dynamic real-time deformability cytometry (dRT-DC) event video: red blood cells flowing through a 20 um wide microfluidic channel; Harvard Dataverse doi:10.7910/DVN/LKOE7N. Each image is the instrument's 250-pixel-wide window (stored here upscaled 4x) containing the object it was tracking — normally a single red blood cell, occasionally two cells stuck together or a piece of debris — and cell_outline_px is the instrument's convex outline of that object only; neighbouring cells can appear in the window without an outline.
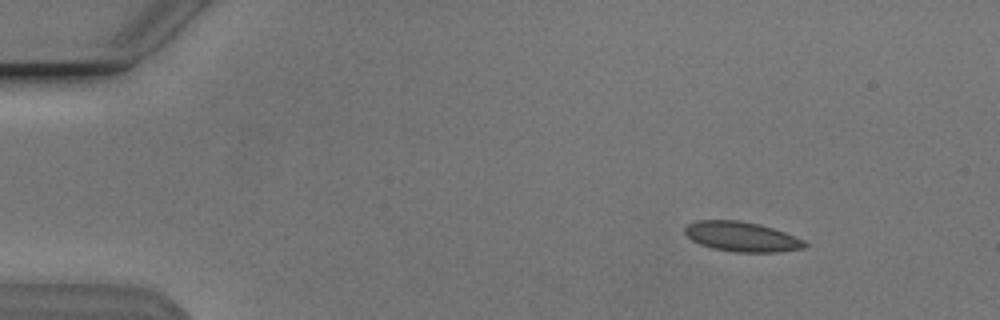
{"species": "Egyptian fruit bat (a non-hibernating species)", "species_latin": "Rousettus aegyptiacus", "temperature_condition": "cold", "stored_images_in_passage": 49, "segment_of_instrument_passage": [1, 2], "camera_frame_rate_fps": 3000, "um_per_image_px": 0.085, "animal": {"sex": "male"}, "frame": {"image": 1, "passage_image": 1, "time_ms": 0.0, "image_size_px": [1000, 320], "cell_outline_px": [[808, 244], [804, 248], [780, 252], [732, 252], [712, 248], [700, 244], [692, 240], [684, 232], [684, 228], [688, 224], [696, 220], [736, 220], [756, 224], [772, 228], [784, 232], [804, 240]], "centroid_in_image_um": [63.03, 20.13], "position_along_channel_um": 22.0, "area_um2": 20.75}}
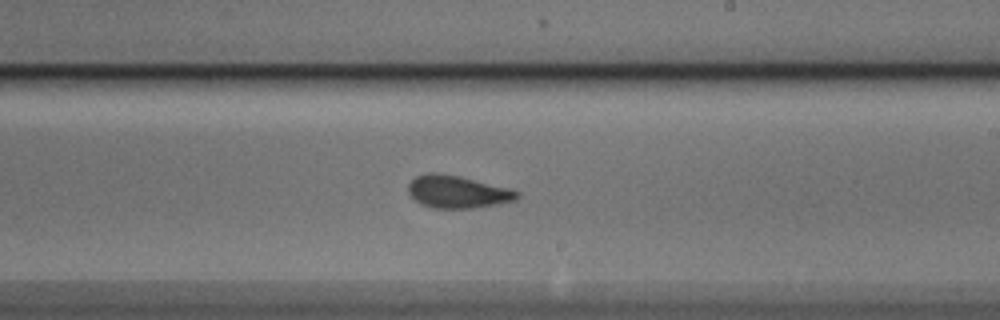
{"frame": {"image": 2, "passage_image": 26, "time_ms": 8.333, "image_size_px": [1000, 320], "cell_outline_px": [[520, 196], [516, 200], [496, 204], [472, 208], [432, 208], [420, 204], [408, 192], [408, 184], [416, 176], [428, 172], [432, 172], [456, 176], [508, 188], [520, 192]], "centroid_in_image_um": [38.86, 16.32], "position_along_channel_um": 250.1, "area_um2": 20.29}}
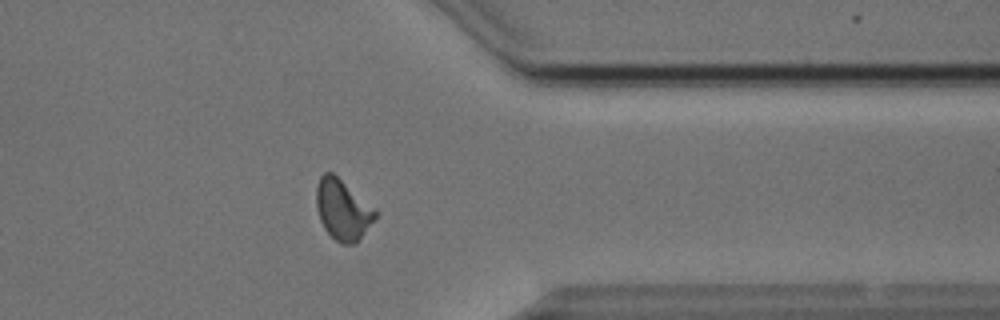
{"frame": {"image": 3, "passage_image": 37, "time_ms": 12.0, "image_size_px": [1000, 320], "cell_outline_px": [[376, 216], [356, 244], [340, 244], [324, 228], [320, 220], [316, 204], [316, 188], [320, 176], [324, 172], [332, 172], [376, 212]], "centroid_in_image_um": [29.07, 17.85], "position_along_channel_um": 382.3, "area_um2": 20.06}}